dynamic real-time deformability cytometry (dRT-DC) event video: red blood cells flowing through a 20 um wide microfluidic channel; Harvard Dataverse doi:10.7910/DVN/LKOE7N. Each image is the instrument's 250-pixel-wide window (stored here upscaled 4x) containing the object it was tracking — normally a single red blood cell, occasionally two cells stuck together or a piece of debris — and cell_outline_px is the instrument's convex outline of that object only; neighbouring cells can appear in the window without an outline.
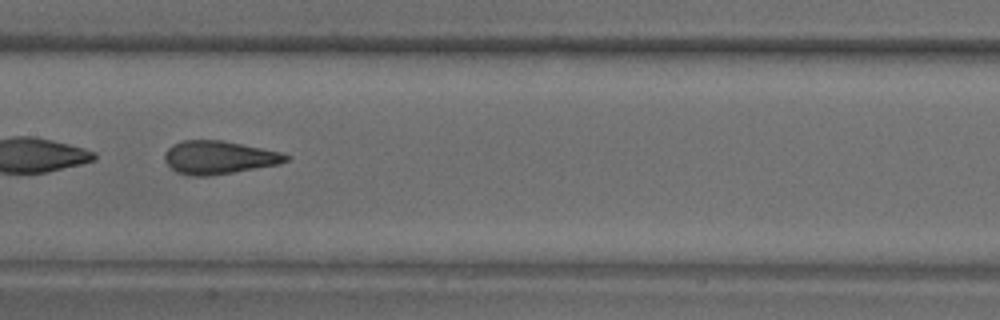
{"species": "common noctule bat (a hibernating species)", "species_latin": "Nyctalus noctula", "temperature_condition": "warm", "stored_images_in_passage": 66, "camera_frame_rate_fps": 3000, "um_per_image_px": 0.085, "animal": {"sex": "male", "body_mass_g": 18.8}, "frame": {"image": 1, "passage_image": 34, "time_ms": 11.0, "image_size_px": [1000, 320], "cell_outline_px": [[292, 156], [288, 160], [280, 164], [208, 176], [192, 176], [176, 172], [164, 160], [164, 152], [172, 144], [184, 140], [220, 140], [280, 152]], "centroid_in_image_um": [18.58, 13.38], "position_along_channel_um": 188.8, "area_um2": 23.29}}